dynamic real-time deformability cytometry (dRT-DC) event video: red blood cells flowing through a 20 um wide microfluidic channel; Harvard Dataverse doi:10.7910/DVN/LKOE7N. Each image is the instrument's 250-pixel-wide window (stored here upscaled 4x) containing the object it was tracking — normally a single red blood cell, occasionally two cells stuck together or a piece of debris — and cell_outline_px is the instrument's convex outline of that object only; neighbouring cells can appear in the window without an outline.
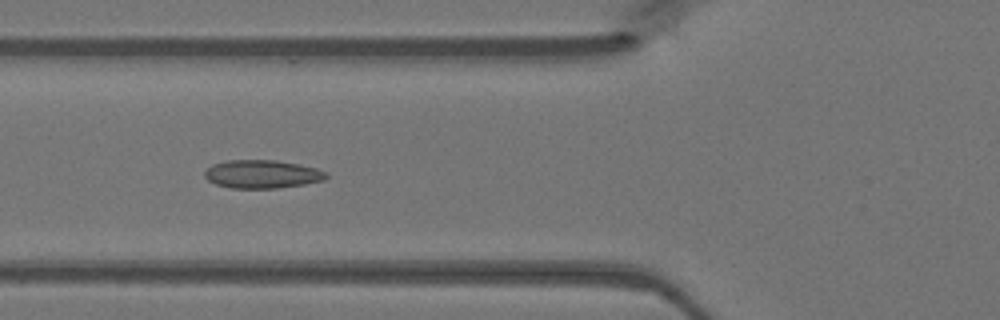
{"species": "Egyptian fruit bat (a non-hibernating species)", "species_latin": "Rousettus aegyptiacus", "temperature_condition": "warm", "stored_images_in_passage": 48, "camera_frame_rate_fps": 3000, "um_per_image_px": 0.085, "animal": {"sex": "female"}, "frame": {"image": 1, "passage_image": 18, "time_ms": 5.667, "image_size_px": [1000, 320], "cell_outline_px": [[328, 176], [324, 180], [304, 184], [276, 188], [232, 188], [216, 184], [208, 180], [204, 176], [204, 172], [212, 164], [228, 160], [276, 160], [300, 164], [316, 168], [328, 172]], "centroid_in_image_um": [22.3, 14.79], "position_along_channel_um": 103.5, "area_um2": 20.06}}
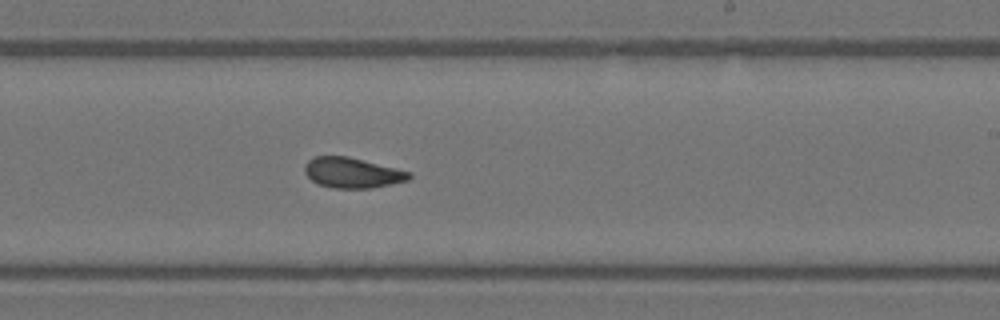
{"frame": {"image": 2, "passage_image": 29, "time_ms": 9.333, "image_size_px": [1000, 320], "cell_outline_px": [[412, 176], [408, 180], [392, 184], [372, 188], [332, 188], [316, 184], [304, 172], [304, 164], [308, 160], [316, 156], [348, 156], [396, 168], [408, 172]], "centroid_in_image_um": [29.91, 14.69], "position_along_channel_um": 259.1, "area_um2": 18.5}}
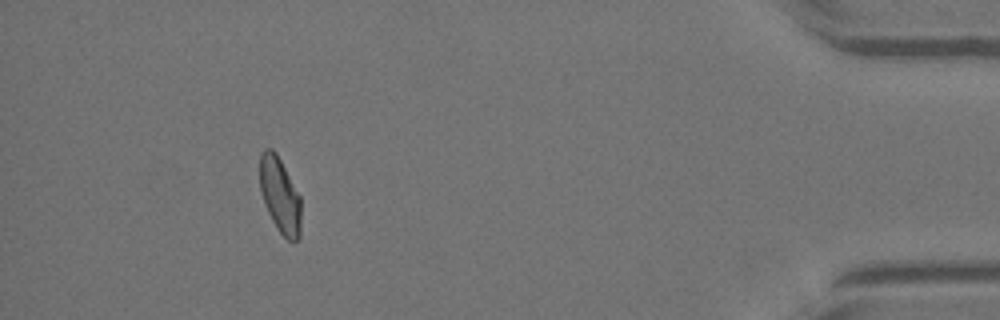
{"frame": {"image": 3, "passage_image": 44, "time_ms": 14.333, "image_size_px": [1000, 320], "cell_outline_px": [[300, 236], [296, 240], [288, 240], [276, 228], [264, 204], [260, 188], [260, 152], [264, 148], [272, 148], [276, 152], [300, 196]], "centroid_in_image_um": [23.78, 16.57], "position_along_channel_um": 411.4, "area_um2": 18.03}}